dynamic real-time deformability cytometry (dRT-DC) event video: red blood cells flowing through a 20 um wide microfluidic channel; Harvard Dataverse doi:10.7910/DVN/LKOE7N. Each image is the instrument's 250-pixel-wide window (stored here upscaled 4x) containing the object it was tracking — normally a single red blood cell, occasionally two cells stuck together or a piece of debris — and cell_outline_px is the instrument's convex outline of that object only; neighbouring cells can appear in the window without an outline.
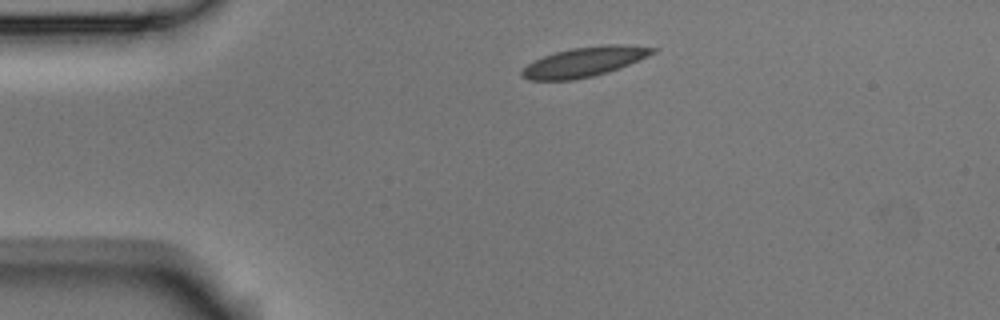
{"species": "Egyptian fruit bat (a non-hibernating species)", "species_latin": "Rousettus aegyptiacus", "temperature_condition": "room temperature", "stored_images_in_passage": 2, "camera_frame_rate_fps": 3000, "um_per_image_px": 0.085, "animal": {"sex": "male"}, "frame": {"image": 1, "passage_image": 1, "time_ms": 0.0, "image_size_px": [1000, 320], "cell_outline_px": [[656, 52], [648, 56], [620, 68], [608, 72], [576, 80], [528, 80], [520, 76], [520, 72], [528, 64], [544, 56], [556, 52], [572, 48], [604, 44], [628, 44], [656, 48]], "centroid_in_image_um": [49.69, 5.25], "position_along_channel_um": 35.3, "area_um2": 22.66}}